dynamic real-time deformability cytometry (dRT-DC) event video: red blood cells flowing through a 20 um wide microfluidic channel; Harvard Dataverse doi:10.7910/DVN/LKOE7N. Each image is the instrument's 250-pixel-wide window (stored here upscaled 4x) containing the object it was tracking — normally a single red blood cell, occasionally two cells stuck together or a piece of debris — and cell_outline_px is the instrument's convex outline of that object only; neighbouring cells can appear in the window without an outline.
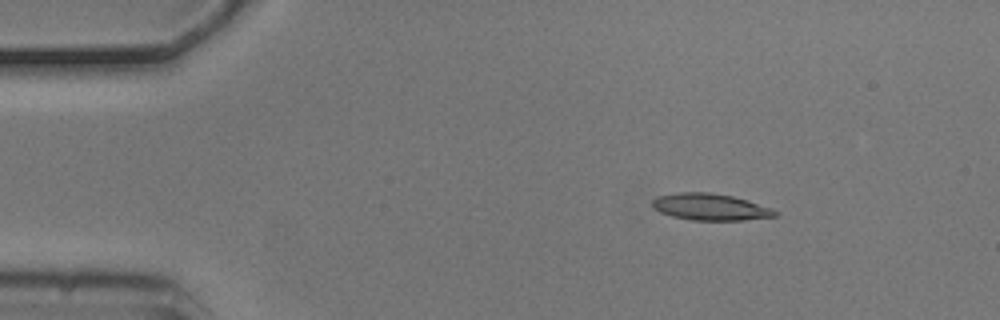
{"species": "common noctule bat (a hibernating species)", "species_latin": "Nyctalus noctula", "temperature_condition": "cold", "stored_images_in_passage": 4, "camera_frame_rate_fps": 3000, "um_per_image_px": 0.085, "animal": {"sex": "male", "body_mass_g": 20.5, "forearm_length_mm": 52.5}, "frame": {"image": 1, "passage_image": 2, "time_ms": 0.333, "image_size_px": [1000, 320], "cell_outline_px": [[780, 212], [776, 216], [744, 220], [692, 220], [672, 216], [660, 212], [652, 208], [652, 200], [656, 196], [676, 192], [708, 192], [732, 196], [772, 208]], "centroid_in_image_um": [60.34, 17.59], "position_along_channel_um": 24.7, "area_um2": 19.13}}